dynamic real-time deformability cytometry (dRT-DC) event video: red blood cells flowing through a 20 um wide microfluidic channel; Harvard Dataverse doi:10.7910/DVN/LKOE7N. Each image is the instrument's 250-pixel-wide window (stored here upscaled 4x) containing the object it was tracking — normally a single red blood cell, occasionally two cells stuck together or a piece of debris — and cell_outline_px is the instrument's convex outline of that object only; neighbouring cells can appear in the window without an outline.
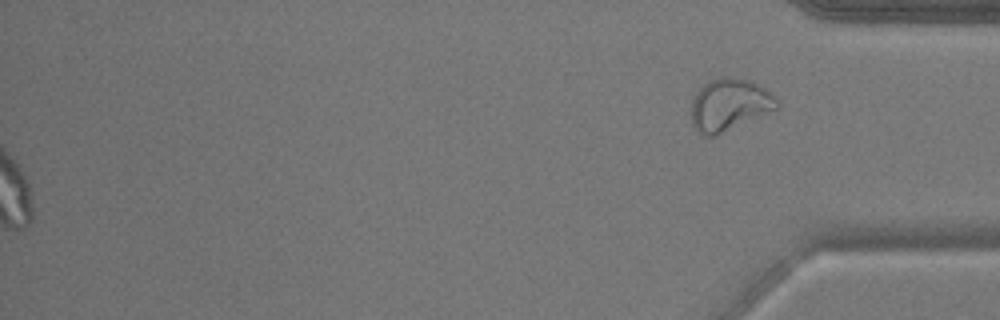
{"species": "common noctule bat (a hibernating species)", "species_latin": "Nyctalus noctula", "temperature_condition": "warm", "stored_images_in_passage": 44, "segment_of_instrument_passage": [2, 2], "camera_frame_rate_fps": 3000, "um_per_image_px": 0.085, "animal": {"sex": "male", "body_mass_g": 17.9}, "frame": {"image": 1, "passage_image": 44, "time_ms": 14.333, "image_size_px": [1000, 320], "cell_outline_px": [[780, 108], [716, 136], [704, 136], [692, 124], [692, 100], [696, 92], [708, 80], [720, 76], [732, 76], [752, 80], [772, 92], [780, 100]], "centroid_in_image_um": [62.06, 8.87], "position_along_channel_um": 373.1, "area_um2": 26.65}}